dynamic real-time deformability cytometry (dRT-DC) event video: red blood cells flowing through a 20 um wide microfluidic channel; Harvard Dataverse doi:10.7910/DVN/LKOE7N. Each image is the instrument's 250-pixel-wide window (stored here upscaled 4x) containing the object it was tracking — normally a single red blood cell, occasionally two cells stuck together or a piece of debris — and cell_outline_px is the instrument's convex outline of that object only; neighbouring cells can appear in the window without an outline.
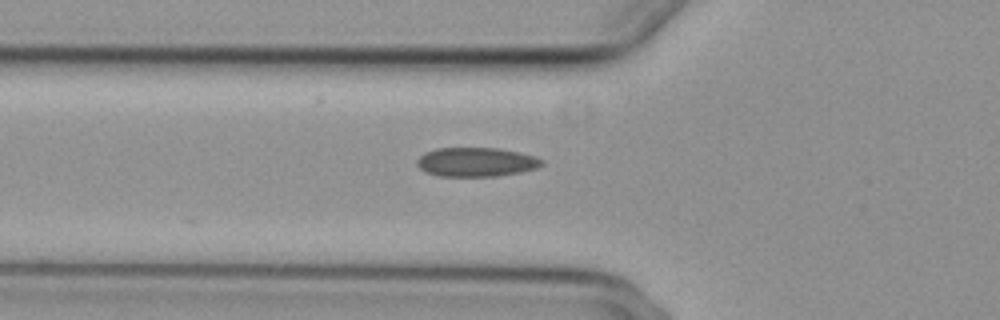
{"species": "common noctule bat (a hibernating species)", "species_latin": "Nyctalus noctula", "temperature_condition": "cold", "stored_images_in_passage": 3, "segment_of_instrument_passage": [1, 2], "camera_frame_rate_fps": 3000, "um_per_image_px": 0.085, "animal": {"sex": "female", "body_mass_g": 29.2, "forearm_length_mm": 56.3}, "frame": {"image": 1, "passage_image": 2, "time_ms": 1.0, "image_size_px": [1000, 320], "cell_outline_px": [[544, 164], [536, 168], [520, 172], [496, 176], [440, 176], [428, 172], [420, 168], [416, 164], [416, 160], [424, 152], [436, 148], [500, 148], [520, 152], [536, 156], [544, 160]], "centroid_in_image_um": [40.5, 13.76], "position_along_channel_um": 85.3, "area_um2": 21.27}}